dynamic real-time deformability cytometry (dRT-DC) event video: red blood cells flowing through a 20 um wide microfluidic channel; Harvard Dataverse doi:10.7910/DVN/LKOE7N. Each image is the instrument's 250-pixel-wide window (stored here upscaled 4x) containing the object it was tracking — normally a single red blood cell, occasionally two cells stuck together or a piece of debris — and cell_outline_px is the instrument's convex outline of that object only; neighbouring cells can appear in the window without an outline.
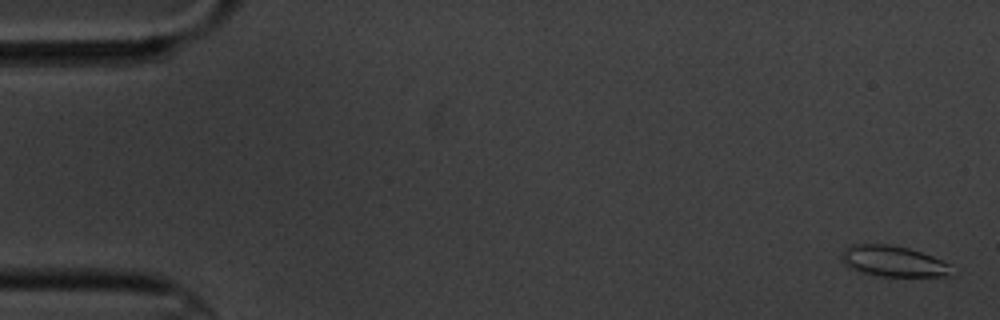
{"species": "common noctule bat (a hibernating species)", "species_latin": "Nyctalus noctula", "temperature_condition": "cold", "stored_images_in_passage": 5, "camera_frame_rate_fps": 3000, "um_per_image_px": 0.085, "animal": {"sex": "male", "body_mass_g": 20.1, "forearm_length_mm": 53.5}, "frame": {"image": 1, "passage_image": 1, "time_ms": 0.0, "image_size_px": [1000, 320], "cell_outline_px": [[952, 276], [876, 276], [856, 272], [848, 268], [840, 260], [844, 248], [852, 244], [888, 244], [908, 248], [932, 256], [948, 264]], "centroid_in_image_um": [75.83, 22.21], "position_along_channel_um": 9.2, "area_um2": 19.88}}
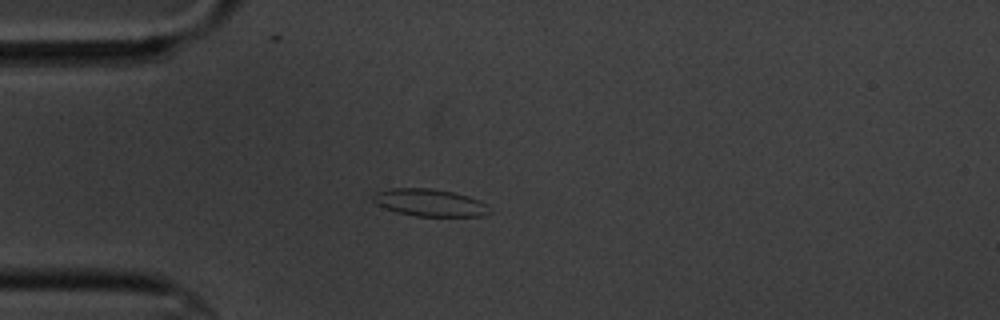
{"frame": {"image": 2, "passage_image": 5, "time_ms": 4.667, "image_size_px": [1000, 320], "cell_outline_px": [[492, 212], [484, 216], [416, 216], [396, 212], [384, 208], [376, 204], [372, 200], [372, 196], [376, 192], [392, 188], [432, 188], [452, 192], [468, 196], [480, 200], [488, 204]], "centroid_in_image_um": [36.55, 17.23], "position_along_channel_um": 48.4, "area_um2": 18.73}}